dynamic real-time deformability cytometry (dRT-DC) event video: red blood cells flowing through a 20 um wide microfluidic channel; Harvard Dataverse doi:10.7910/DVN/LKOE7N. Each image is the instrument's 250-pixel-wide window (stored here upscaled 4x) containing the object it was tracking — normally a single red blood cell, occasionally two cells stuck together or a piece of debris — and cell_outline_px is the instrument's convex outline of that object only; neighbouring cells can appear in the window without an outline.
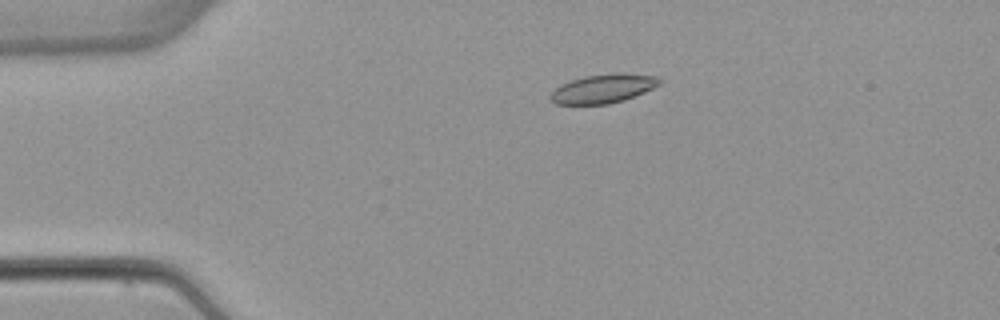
{"species": "common noctule bat (a hibernating species)", "species_latin": "Nyctalus noctula", "temperature_condition": "warm", "stored_images_in_passage": 6, "camera_frame_rate_fps": 3000, "um_per_image_px": 0.085, "animal": {"sex": "female", "body_mass_g": 22.7, "forearm_length_mm": 54.2}, "frame": {"image": 1, "passage_image": 4, "time_ms": 3.667, "image_size_px": [1000, 320], "cell_outline_px": [[660, 84], [644, 92], [624, 100], [608, 104], [556, 104], [548, 96], [560, 84], [584, 76], [620, 72], [656, 76], [660, 80]], "centroid_in_image_um": [51.26, 7.52], "position_along_channel_um": 33.7, "area_um2": 18.26}}
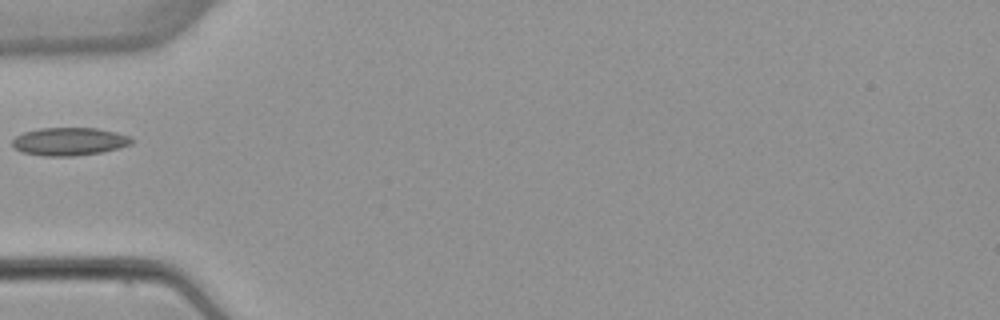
{"frame": {"image": 2, "passage_image": 6, "time_ms": 6.0, "image_size_px": [1000, 320], "cell_outline_px": [[136, 140], [132, 144], [120, 148], [100, 152], [72, 156], [44, 156], [20, 152], [12, 144], [12, 140], [16, 136], [24, 132], [40, 128], [96, 128], [116, 132], [128, 136]], "centroid_in_image_um": [5.91, 12.03], "position_along_channel_um": 79.1, "area_um2": 19.48}}